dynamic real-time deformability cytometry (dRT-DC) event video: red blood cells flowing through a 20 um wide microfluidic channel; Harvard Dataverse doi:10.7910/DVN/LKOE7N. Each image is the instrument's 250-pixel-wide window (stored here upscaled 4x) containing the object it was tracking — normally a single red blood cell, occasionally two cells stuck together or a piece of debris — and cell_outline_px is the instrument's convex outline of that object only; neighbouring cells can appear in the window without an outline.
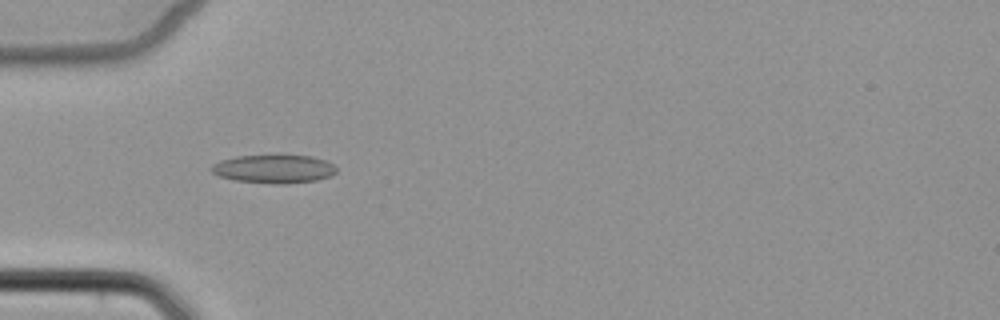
{"species": "common noctule bat (a hibernating species)", "species_latin": "Nyctalus noctula", "temperature_condition": "cold", "stored_images_in_passage": 4, "camera_frame_rate_fps": 3000, "um_per_image_px": 0.085, "animal": {"sex": "female", "body_mass_g": 22.7, "forearm_length_mm": 54.2}, "frame": {"image": 1, "passage_image": 3, "time_ms": 2.333, "image_size_px": [1000, 320], "cell_outline_px": [[336, 172], [332, 176], [316, 180], [288, 184], [272, 184], [236, 180], [220, 176], [212, 172], [208, 168], [212, 164], [220, 160], [236, 156], [280, 152], [312, 156], [324, 160], [332, 164], [336, 168]], "centroid_in_image_um": [23.27, 14.31], "position_along_channel_um": 61.7, "area_um2": 21.73}}
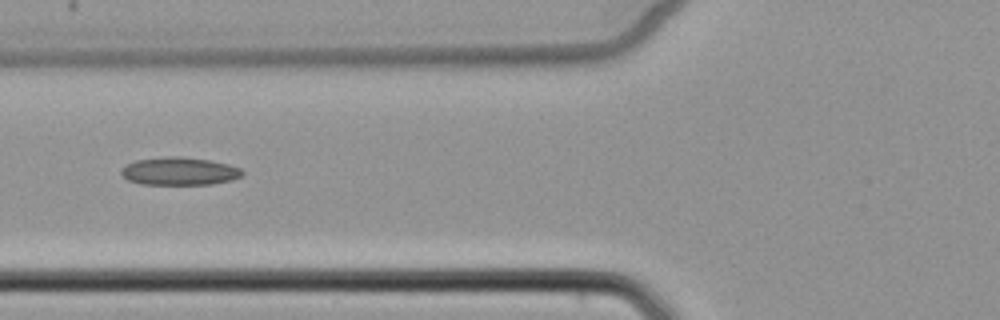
{"frame": {"image": 2, "passage_image": 4, "time_ms": 3.667, "image_size_px": [1000, 320], "cell_outline_px": [[244, 172], [240, 176], [232, 180], [212, 184], [140, 184], [128, 180], [120, 172], [120, 168], [136, 160], [168, 156], [180, 156], [212, 160], [228, 164], [240, 168]], "centroid_in_image_um": [15.25, 14.55], "position_along_channel_um": 110.6, "area_um2": 19.71}}